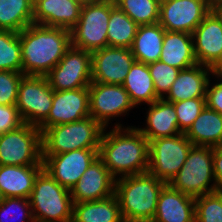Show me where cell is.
Masks as SVG:
<instances>
[{"label":"cell","mask_w":222,"mask_h":222,"mask_svg":"<svg viewBox=\"0 0 222 222\" xmlns=\"http://www.w3.org/2000/svg\"><path fill=\"white\" fill-rule=\"evenodd\" d=\"M138 26L159 22L160 0H114Z\"/></svg>","instance_id":"obj_31"},{"label":"cell","mask_w":222,"mask_h":222,"mask_svg":"<svg viewBox=\"0 0 222 222\" xmlns=\"http://www.w3.org/2000/svg\"><path fill=\"white\" fill-rule=\"evenodd\" d=\"M173 106L176 110L179 130L185 134L206 107V101L205 98H192L173 102Z\"/></svg>","instance_id":"obj_36"},{"label":"cell","mask_w":222,"mask_h":222,"mask_svg":"<svg viewBox=\"0 0 222 222\" xmlns=\"http://www.w3.org/2000/svg\"><path fill=\"white\" fill-rule=\"evenodd\" d=\"M98 157L99 149H79L42 156L43 169L61 186L71 190Z\"/></svg>","instance_id":"obj_14"},{"label":"cell","mask_w":222,"mask_h":222,"mask_svg":"<svg viewBox=\"0 0 222 222\" xmlns=\"http://www.w3.org/2000/svg\"><path fill=\"white\" fill-rule=\"evenodd\" d=\"M0 222H34L29 199L4 198L0 204Z\"/></svg>","instance_id":"obj_34"},{"label":"cell","mask_w":222,"mask_h":222,"mask_svg":"<svg viewBox=\"0 0 222 222\" xmlns=\"http://www.w3.org/2000/svg\"><path fill=\"white\" fill-rule=\"evenodd\" d=\"M209 5L214 8L222 3V0H208Z\"/></svg>","instance_id":"obj_42"},{"label":"cell","mask_w":222,"mask_h":222,"mask_svg":"<svg viewBox=\"0 0 222 222\" xmlns=\"http://www.w3.org/2000/svg\"><path fill=\"white\" fill-rule=\"evenodd\" d=\"M82 6L72 0H34L33 23L71 30L79 20Z\"/></svg>","instance_id":"obj_20"},{"label":"cell","mask_w":222,"mask_h":222,"mask_svg":"<svg viewBox=\"0 0 222 222\" xmlns=\"http://www.w3.org/2000/svg\"><path fill=\"white\" fill-rule=\"evenodd\" d=\"M90 116L89 87L55 91L47 119L38 127L44 129L81 120Z\"/></svg>","instance_id":"obj_16"},{"label":"cell","mask_w":222,"mask_h":222,"mask_svg":"<svg viewBox=\"0 0 222 222\" xmlns=\"http://www.w3.org/2000/svg\"><path fill=\"white\" fill-rule=\"evenodd\" d=\"M195 222H222V190L195 198Z\"/></svg>","instance_id":"obj_33"},{"label":"cell","mask_w":222,"mask_h":222,"mask_svg":"<svg viewBox=\"0 0 222 222\" xmlns=\"http://www.w3.org/2000/svg\"><path fill=\"white\" fill-rule=\"evenodd\" d=\"M213 10L220 16L222 19V3L219 4L218 6L214 7Z\"/></svg>","instance_id":"obj_43"},{"label":"cell","mask_w":222,"mask_h":222,"mask_svg":"<svg viewBox=\"0 0 222 222\" xmlns=\"http://www.w3.org/2000/svg\"><path fill=\"white\" fill-rule=\"evenodd\" d=\"M185 136L193 145L213 148L222 146V114L205 107Z\"/></svg>","instance_id":"obj_25"},{"label":"cell","mask_w":222,"mask_h":222,"mask_svg":"<svg viewBox=\"0 0 222 222\" xmlns=\"http://www.w3.org/2000/svg\"><path fill=\"white\" fill-rule=\"evenodd\" d=\"M24 124L16 105H0V135Z\"/></svg>","instance_id":"obj_38"},{"label":"cell","mask_w":222,"mask_h":222,"mask_svg":"<svg viewBox=\"0 0 222 222\" xmlns=\"http://www.w3.org/2000/svg\"><path fill=\"white\" fill-rule=\"evenodd\" d=\"M165 29L159 24L139 25L131 47L135 60L150 64L159 61Z\"/></svg>","instance_id":"obj_27"},{"label":"cell","mask_w":222,"mask_h":222,"mask_svg":"<svg viewBox=\"0 0 222 222\" xmlns=\"http://www.w3.org/2000/svg\"><path fill=\"white\" fill-rule=\"evenodd\" d=\"M168 184L193 198L217 191L213 147L193 145L178 174Z\"/></svg>","instance_id":"obj_6"},{"label":"cell","mask_w":222,"mask_h":222,"mask_svg":"<svg viewBox=\"0 0 222 222\" xmlns=\"http://www.w3.org/2000/svg\"><path fill=\"white\" fill-rule=\"evenodd\" d=\"M34 222H71L73 200L70 190L61 186L46 170L37 175L29 197Z\"/></svg>","instance_id":"obj_5"},{"label":"cell","mask_w":222,"mask_h":222,"mask_svg":"<svg viewBox=\"0 0 222 222\" xmlns=\"http://www.w3.org/2000/svg\"><path fill=\"white\" fill-rule=\"evenodd\" d=\"M205 101L207 108L222 114V80L213 76L209 78L206 86Z\"/></svg>","instance_id":"obj_39"},{"label":"cell","mask_w":222,"mask_h":222,"mask_svg":"<svg viewBox=\"0 0 222 222\" xmlns=\"http://www.w3.org/2000/svg\"><path fill=\"white\" fill-rule=\"evenodd\" d=\"M122 86L129 94L131 102L138 109L160 98L156 94L148 64L145 63L135 61Z\"/></svg>","instance_id":"obj_26"},{"label":"cell","mask_w":222,"mask_h":222,"mask_svg":"<svg viewBox=\"0 0 222 222\" xmlns=\"http://www.w3.org/2000/svg\"><path fill=\"white\" fill-rule=\"evenodd\" d=\"M43 165H0V190L4 197L29 199L34 181Z\"/></svg>","instance_id":"obj_23"},{"label":"cell","mask_w":222,"mask_h":222,"mask_svg":"<svg viewBox=\"0 0 222 222\" xmlns=\"http://www.w3.org/2000/svg\"><path fill=\"white\" fill-rule=\"evenodd\" d=\"M159 61L180 70L197 65L192 34L165 31Z\"/></svg>","instance_id":"obj_24"},{"label":"cell","mask_w":222,"mask_h":222,"mask_svg":"<svg viewBox=\"0 0 222 222\" xmlns=\"http://www.w3.org/2000/svg\"><path fill=\"white\" fill-rule=\"evenodd\" d=\"M92 52L70 46L60 62L46 75L55 91L89 87L92 82Z\"/></svg>","instance_id":"obj_12"},{"label":"cell","mask_w":222,"mask_h":222,"mask_svg":"<svg viewBox=\"0 0 222 222\" xmlns=\"http://www.w3.org/2000/svg\"><path fill=\"white\" fill-rule=\"evenodd\" d=\"M34 0H0V29L20 33L33 24Z\"/></svg>","instance_id":"obj_29"},{"label":"cell","mask_w":222,"mask_h":222,"mask_svg":"<svg viewBox=\"0 0 222 222\" xmlns=\"http://www.w3.org/2000/svg\"><path fill=\"white\" fill-rule=\"evenodd\" d=\"M72 1H76L84 5L86 2L91 1V0H72Z\"/></svg>","instance_id":"obj_44"},{"label":"cell","mask_w":222,"mask_h":222,"mask_svg":"<svg viewBox=\"0 0 222 222\" xmlns=\"http://www.w3.org/2000/svg\"><path fill=\"white\" fill-rule=\"evenodd\" d=\"M4 195L2 193V191L0 190V204L4 201Z\"/></svg>","instance_id":"obj_45"},{"label":"cell","mask_w":222,"mask_h":222,"mask_svg":"<svg viewBox=\"0 0 222 222\" xmlns=\"http://www.w3.org/2000/svg\"><path fill=\"white\" fill-rule=\"evenodd\" d=\"M152 222H195V198L166 184L160 192Z\"/></svg>","instance_id":"obj_21"},{"label":"cell","mask_w":222,"mask_h":222,"mask_svg":"<svg viewBox=\"0 0 222 222\" xmlns=\"http://www.w3.org/2000/svg\"><path fill=\"white\" fill-rule=\"evenodd\" d=\"M111 0H91L81 8L77 24L70 30L71 46L93 52L108 47Z\"/></svg>","instance_id":"obj_7"},{"label":"cell","mask_w":222,"mask_h":222,"mask_svg":"<svg viewBox=\"0 0 222 222\" xmlns=\"http://www.w3.org/2000/svg\"><path fill=\"white\" fill-rule=\"evenodd\" d=\"M73 222H124L115 194L96 201L73 204Z\"/></svg>","instance_id":"obj_28"},{"label":"cell","mask_w":222,"mask_h":222,"mask_svg":"<svg viewBox=\"0 0 222 222\" xmlns=\"http://www.w3.org/2000/svg\"><path fill=\"white\" fill-rule=\"evenodd\" d=\"M212 76L222 80V57L221 59L213 66L212 68Z\"/></svg>","instance_id":"obj_41"},{"label":"cell","mask_w":222,"mask_h":222,"mask_svg":"<svg viewBox=\"0 0 222 222\" xmlns=\"http://www.w3.org/2000/svg\"><path fill=\"white\" fill-rule=\"evenodd\" d=\"M192 146L183 133L150 140L147 172L168 184L185 163Z\"/></svg>","instance_id":"obj_10"},{"label":"cell","mask_w":222,"mask_h":222,"mask_svg":"<svg viewBox=\"0 0 222 222\" xmlns=\"http://www.w3.org/2000/svg\"><path fill=\"white\" fill-rule=\"evenodd\" d=\"M22 72L0 70V105H16Z\"/></svg>","instance_id":"obj_37"},{"label":"cell","mask_w":222,"mask_h":222,"mask_svg":"<svg viewBox=\"0 0 222 222\" xmlns=\"http://www.w3.org/2000/svg\"><path fill=\"white\" fill-rule=\"evenodd\" d=\"M0 165H43L41 131L24 123L0 135Z\"/></svg>","instance_id":"obj_9"},{"label":"cell","mask_w":222,"mask_h":222,"mask_svg":"<svg viewBox=\"0 0 222 222\" xmlns=\"http://www.w3.org/2000/svg\"><path fill=\"white\" fill-rule=\"evenodd\" d=\"M148 68L153 79L156 94L160 98H164L178 77L180 69L171 67L161 61L148 64Z\"/></svg>","instance_id":"obj_35"},{"label":"cell","mask_w":222,"mask_h":222,"mask_svg":"<svg viewBox=\"0 0 222 222\" xmlns=\"http://www.w3.org/2000/svg\"><path fill=\"white\" fill-rule=\"evenodd\" d=\"M213 168L218 190H222V146L213 148Z\"/></svg>","instance_id":"obj_40"},{"label":"cell","mask_w":222,"mask_h":222,"mask_svg":"<svg viewBox=\"0 0 222 222\" xmlns=\"http://www.w3.org/2000/svg\"><path fill=\"white\" fill-rule=\"evenodd\" d=\"M0 70L22 72L20 33L0 29Z\"/></svg>","instance_id":"obj_32"},{"label":"cell","mask_w":222,"mask_h":222,"mask_svg":"<svg viewBox=\"0 0 222 222\" xmlns=\"http://www.w3.org/2000/svg\"><path fill=\"white\" fill-rule=\"evenodd\" d=\"M198 64L213 68L222 57V19L212 9L192 33Z\"/></svg>","instance_id":"obj_17"},{"label":"cell","mask_w":222,"mask_h":222,"mask_svg":"<svg viewBox=\"0 0 222 222\" xmlns=\"http://www.w3.org/2000/svg\"><path fill=\"white\" fill-rule=\"evenodd\" d=\"M89 105L90 116L104 128L132 126L131 123L123 124L122 119L123 117L126 119V116L128 117L131 111L134 112L136 107L122 85L91 82Z\"/></svg>","instance_id":"obj_8"},{"label":"cell","mask_w":222,"mask_h":222,"mask_svg":"<svg viewBox=\"0 0 222 222\" xmlns=\"http://www.w3.org/2000/svg\"><path fill=\"white\" fill-rule=\"evenodd\" d=\"M147 106L144 105L146 112L143 113L145 114L143 124L141 126L138 124L136 127L148 141L181 134L173 103L159 98Z\"/></svg>","instance_id":"obj_19"},{"label":"cell","mask_w":222,"mask_h":222,"mask_svg":"<svg viewBox=\"0 0 222 222\" xmlns=\"http://www.w3.org/2000/svg\"><path fill=\"white\" fill-rule=\"evenodd\" d=\"M22 73L46 76L71 46L70 30L31 24L20 32Z\"/></svg>","instance_id":"obj_2"},{"label":"cell","mask_w":222,"mask_h":222,"mask_svg":"<svg viewBox=\"0 0 222 222\" xmlns=\"http://www.w3.org/2000/svg\"><path fill=\"white\" fill-rule=\"evenodd\" d=\"M99 158L115 178L143 174L149 166V141L135 125L105 128Z\"/></svg>","instance_id":"obj_1"},{"label":"cell","mask_w":222,"mask_h":222,"mask_svg":"<svg viewBox=\"0 0 222 222\" xmlns=\"http://www.w3.org/2000/svg\"><path fill=\"white\" fill-rule=\"evenodd\" d=\"M53 94L46 76L23 75L16 107L24 123L39 127L48 117Z\"/></svg>","instance_id":"obj_11"},{"label":"cell","mask_w":222,"mask_h":222,"mask_svg":"<svg viewBox=\"0 0 222 222\" xmlns=\"http://www.w3.org/2000/svg\"><path fill=\"white\" fill-rule=\"evenodd\" d=\"M104 129L91 116L48 127L41 132L42 156L79 149H99Z\"/></svg>","instance_id":"obj_4"},{"label":"cell","mask_w":222,"mask_h":222,"mask_svg":"<svg viewBox=\"0 0 222 222\" xmlns=\"http://www.w3.org/2000/svg\"><path fill=\"white\" fill-rule=\"evenodd\" d=\"M115 178L98 157L71 188L73 203L90 202L108 198L114 194Z\"/></svg>","instance_id":"obj_18"},{"label":"cell","mask_w":222,"mask_h":222,"mask_svg":"<svg viewBox=\"0 0 222 222\" xmlns=\"http://www.w3.org/2000/svg\"><path fill=\"white\" fill-rule=\"evenodd\" d=\"M135 57L131 48L105 47L92 52V82L122 85Z\"/></svg>","instance_id":"obj_15"},{"label":"cell","mask_w":222,"mask_h":222,"mask_svg":"<svg viewBox=\"0 0 222 222\" xmlns=\"http://www.w3.org/2000/svg\"><path fill=\"white\" fill-rule=\"evenodd\" d=\"M166 184L148 172L115 179L114 194L124 222H152Z\"/></svg>","instance_id":"obj_3"},{"label":"cell","mask_w":222,"mask_h":222,"mask_svg":"<svg viewBox=\"0 0 222 222\" xmlns=\"http://www.w3.org/2000/svg\"><path fill=\"white\" fill-rule=\"evenodd\" d=\"M211 76L212 68L200 64L180 70L164 99L173 103L192 98H205L206 86Z\"/></svg>","instance_id":"obj_22"},{"label":"cell","mask_w":222,"mask_h":222,"mask_svg":"<svg viewBox=\"0 0 222 222\" xmlns=\"http://www.w3.org/2000/svg\"><path fill=\"white\" fill-rule=\"evenodd\" d=\"M138 25L111 0L107 38L109 47L131 48Z\"/></svg>","instance_id":"obj_30"},{"label":"cell","mask_w":222,"mask_h":222,"mask_svg":"<svg viewBox=\"0 0 222 222\" xmlns=\"http://www.w3.org/2000/svg\"><path fill=\"white\" fill-rule=\"evenodd\" d=\"M212 9L208 0H161L158 23L165 31L192 34Z\"/></svg>","instance_id":"obj_13"}]
</instances>
